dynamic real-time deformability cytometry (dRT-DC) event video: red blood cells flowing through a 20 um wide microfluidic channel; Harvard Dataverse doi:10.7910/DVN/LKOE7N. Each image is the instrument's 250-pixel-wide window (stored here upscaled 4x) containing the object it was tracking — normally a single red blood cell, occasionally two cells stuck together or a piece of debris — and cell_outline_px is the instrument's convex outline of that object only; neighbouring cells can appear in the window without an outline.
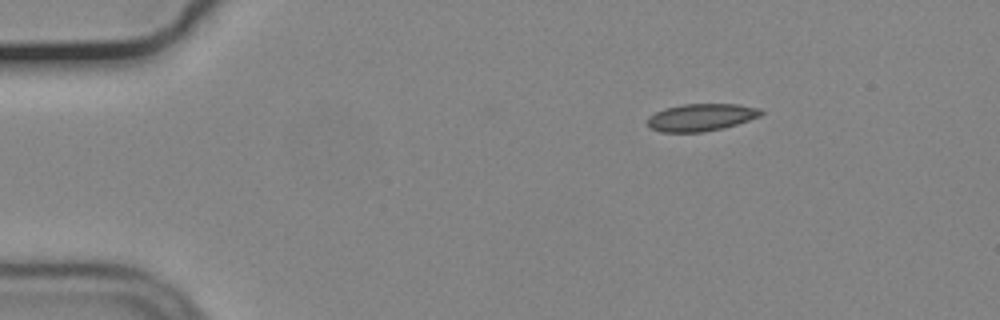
{"species": "common noctule bat (a hibernating species)", "species_latin": "Nyctalus noctula", "temperature_condition": "cold", "stored_images_in_passage": 48, "camera_frame_rate_fps": 3000, "um_per_image_px": 0.085, "animal": {"sex": "male", "body_mass_g": 19.2, "forearm_length_mm": 51.8}, "frame": {"image": 1, "passage_image": 1, "time_ms": 0.0, "image_size_px": [1000, 320], "cell_outline_px": [[764, 112], [760, 116], [724, 128], [704, 132], [660, 132], [652, 128], [648, 124], [648, 116], [664, 108], [684, 104], [740, 104], [760, 108]], "centroid_in_image_um": [59.61, 9.97], "position_along_channel_um": 25.4, "area_um2": 18.09}}
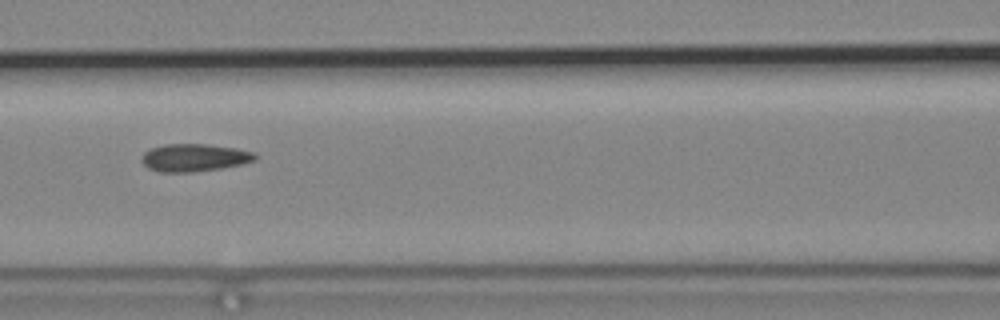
{"frame": {"image": 2, "passage_image": 17, "time_ms": 5.333, "image_size_px": [1000, 320], "cell_outline_px": [[256, 160], [244, 164], [220, 168], [192, 172], [160, 172], [148, 168], [140, 160], [140, 156], [144, 152], [152, 148], [164, 144], [208, 144], [236, 148], [252, 152], [256, 156]], "centroid_in_image_um": [16.49, 13.4], "position_along_channel_um": 150.1, "area_um2": 18.32}}
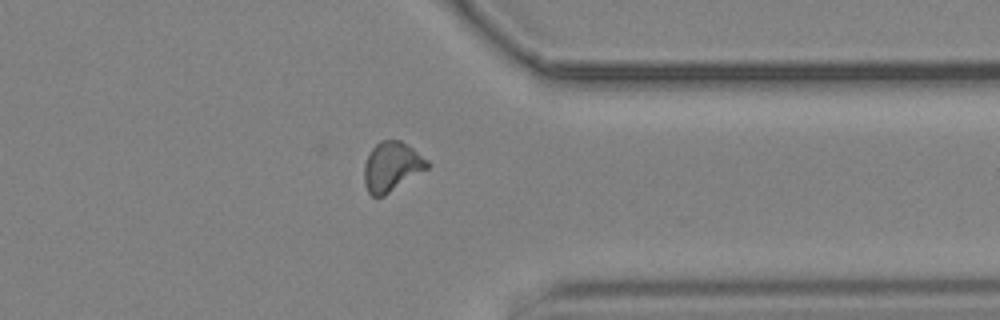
{"frame": {"image": 3, "passage_image": 36, "time_ms": 11.667, "image_size_px": [1000, 320], "cell_outline_px": [[432, 164], [428, 168], [384, 196], [372, 196], [368, 192], [364, 184], [364, 164], [372, 148], [380, 140], [400, 140], [412, 148], [428, 160]], "centroid_in_image_um": [33.29, 14.16], "position_along_channel_um": 378.1, "area_um2": 18.15}, "authors_computed_cell_mechanics": {"area_um2": 17.918, "velocity_mm_per_s": 3.6947, "shape_relaxation_time_tau1_ms": null, "shape_relaxation_time_tau2_ms": 3.6198, "deformation_change_tau1": null, "deformation_change_tau2": 0.1112}}